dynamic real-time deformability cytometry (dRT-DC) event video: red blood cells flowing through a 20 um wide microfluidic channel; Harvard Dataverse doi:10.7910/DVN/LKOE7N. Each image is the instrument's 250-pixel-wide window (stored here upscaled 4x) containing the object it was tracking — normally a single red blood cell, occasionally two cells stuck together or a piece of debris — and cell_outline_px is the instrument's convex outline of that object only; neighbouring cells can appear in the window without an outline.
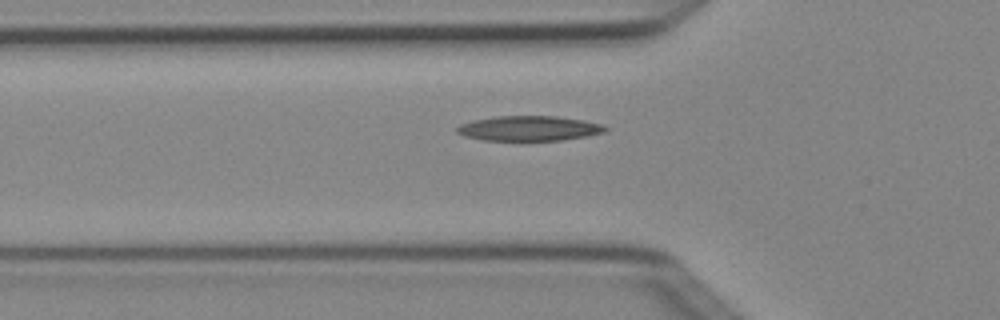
{"species": "Egyptian fruit bat (a non-hibernating species)", "species_latin": "Rousettus aegyptiacus", "temperature_condition": "cold", "stored_images_in_passage": 6, "camera_frame_rate_fps": 3000, "um_per_image_px": 0.085, "animal": {"sex": "female"}, "frame": {"image": 1, "passage_image": 6, "time_ms": 1.667, "image_size_px": [1000, 320], "cell_outline_px": [[608, 128], [604, 132], [564, 140], [480, 140], [464, 136], [456, 132], [456, 128], [460, 124], [472, 120], [496, 116], [556, 116], [584, 120], [600, 124]], "centroid_in_image_um": [44.92, 10.91], "position_along_channel_um": 80.9, "area_um2": 21.5}}